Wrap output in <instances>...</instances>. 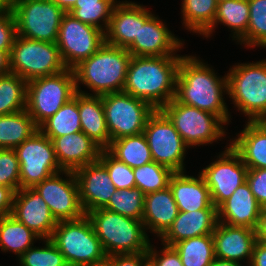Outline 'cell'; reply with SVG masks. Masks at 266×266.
Masks as SVG:
<instances>
[{
    "label": "cell",
    "instance_id": "obj_1",
    "mask_svg": "<svg viewBox=\"0 0 266 266\" xmlns=\"http://www.w3.org/2000/svg\"><path fill=\"white\" fill-rule=\"evenodd\" d=\"M208 65L194 55L181 57L175 99L182 104L210 112L228 125L231 115L224 100L225 94L228 95L227 74L220 77Z\"/></svg>",
    "mask_w": 266,
    "mask_h": 266
},
{
    "label": "cell",
    "instance_id": "obj_2",
    "mask_svg": "<svg viewBox=\"0 0 266 266\" xmlns=\"http://www.w3.org/2000/svg\"><path fill=\"white\" fill-rule=\"evenodd\" d=\"M182 55L132 56L123 92L161 109L175 98Z\"/></svg>",
    "mask_w": 266,
    "mask_h": 266
},
{
    "label": "cell",
    "instance_id": "obj_3",
    "mask_svg": "<svg viewBox=\"0 0 266 266\" xmlns=\"http://www.w3.org/2000/svg\"><path fill=\"white\" fill-rule=\"evenodd\" d=\"M132 55L125 48L104 43L93 55L73 68L76 91L101 96L123 92ZM83 84L90 92L81 90Z\"/></svg>",
    "mask_w": 266,
    "mask_h": 266
},
{
    "label": "cell",
    "instance_id": "obj_4",
    "mask_svg": "<svg viewBox=\"0 0 266 266\" xmlns=\"http://www.w3.org/2000/svg\"><path fill=\"white\" fill-rule=\"evenodd\" d=\"M106 256L147 252L150 245L142 220L99 208L86 214Z\"/></svg>",
    "mask_w": 266,
    "mask_h": 266
},
{
    "label": "cell",
    "instance_id": "obj_5",
    "mask_svg": "<svg viewBox=\"0 0 266 266\" xmlns=\"http://www.w3.org/2000/svg\"><path fill=\"white\" fill-rule=\"evenodd\" d=\"M227 79L233 107H237L247 121L266 118V59L230 66Z\"/></svg>",
    "mask_w": 266,
    "mask_h": 266
},
{
    "label": "cell",
    "instance_id": "obj_6",
    "mask_svg": "<svg viewBox=\"0 0 266 266\" xmlns=\"http://www.w3.org/2000/svg\"><path fill=\"white\" fill-rule=\"evenodd\" d=\"M76 91L73 69L27 82L26 111L39 127L69 102Z\"/></svg>",
    "mask_w": 266,
    "mask_h": 266
},
{
    "label": "cell",
    "instance_id": "obj_7",
    "mask_svg": "<svg viewBox=\"0 0 266 266\" xmlns=\"http://www.w3.org/2000/svg\"><path fill=\"white\" fill-rule=\"evenodd\" d=\"M160 110L169 118L189 148L206 146L226 138V124L210 112L182 104L175 98Z\"/></svg>",
    "mask_w": 266,
    "mask_h": 266
},
{
    "label": "cell",
    "instance_id": "obj_8",
    "mask_svg": "<svg viewBox=\"0 0 266 266\" xmlns=\"http://www.w3.org/2000/svg\"><path fill=\"white\" fill-rule=\"evenodd\" d=\"M50 240L64 256L68 266H78L106 257L90 219L59 221Z\"/></svg>",
    "mask_w": 266,
    "mask_h": 266
},
{
    "label": "cell",
    "instance_id": "obj_9",
    "mask_svg": "<svg viewBox=\"0 0 266 266\" xmlns=\"http://www.w3.org/2000/svg\"><path fill=\"white\" fill-rule=\"evenodd\" d=\"M10 71L27 82L66 69L56 43L26 39L16 35L9 54Z\"/></svg>",
    "mask_w": 266,
    "mask_h": 266
},
{
    "label": "cell",
    "instance_id": "obj_10",
    "mask_svg": "<svg viewBox=\"0 0 266 266\" xmlns=\"http://www.w3.org/2000/svg\"><path fill=\"white\" fill-rule=\"evenodd\" d=\"M17 35L30 40L56 43L65 12L53 0H14Z\"/></svg>",
    "mask_w": 266,
    "mask_h": 266
},
{
    "label": "cell",
    "instance_id": "obj_11",
    "mask_svg": "<svg viewBox=\"0 0 266 266\" xmlns=\"http://www.w3.org/2000/svg\"><path fill=\"white\" fill-rule=\"evenodd\" d=\"M101 96L111 141L144 132L147 119L155 111L149 103L124 92Z\"/></svg>",
    "mask_w": 266,
    "mask_h": 266
},
{
    "label": "cell",
    "instance_id": "obj_12",
    "mask_svg": "<svg viewBox=\"0 0 266 266\" xmlns=\"http://www.w3.org/2000/svg\"><path fill=\"white\" fill-rule=\"evenodd\" d=\"M143 133L153 161L170 168L173 172L186 171L184 159L189 147L160 109L155 110L149 116Z\"/></svg>",
    "mask_w": 266,
    "mask_h": 266
},
{
    "label": "cell",
    "instance_id": "obj_13",
    "mask_svg": "<svg viewBox=\"0 0 266 266\" xmlns=\"http://www.w3.org/2000/svg\"><path fill=\"white\" fill-rule=\"evenodd\" d=\"M20 169V188H33L62 169L53 142L39 129L15 149Z\"/></svg>",
    "mask_w": 266,
    "mask_h": 266
},
{
    "label": "cell",
    "instance_id": "obj_14",
    "mask_svg": "<svg viewBox=\"0 0 266 266\" xmlns=\"http://www.w3.org/2000/svg\"><path fill=\"white\" fill-rule=\"evenodd\" d=\"M104 43V31L75 19L69 13L63 15L56 44L66 68L73 69Z\"/></svg>",
    "mask_w": 266,
    "mask_h": 266
},
{
    "label": "cell",
    "instance_id": "obj_15",
    "mask_svg": "<svg viewBox=\"0 0 266 266\" xmlns=\"http://www.w3.org/2000/svg\"><path fill=\"white\" fill-rule=\"evenodd\" d=\"M33 189L45 200L57 222L76 220L85 215L74 171L62 170L37 183Z\"/></svg>",
    "mask_w": 266,
    "mask_h": 266
},
{
    "label": "cell",
    "instance_id": "obj_16",
    "mask_svg": "<svg viewBox=\"0 0 266 266\" xmlns=\"http://www.w3.org/2000/svg\"><path fill=\"white\" fill-rule=\"evenodd\" d=\"M228 146L199 173L210 190L212 203L218 208L247 180L248 168L241 157Z\"/></svg>",
    "mask_w": 266,
    "mask_h": 266
},
{
    "label": "cell",
    "instance_id": "obj_17",
    "mask_svg": "<svg viewBox=\"0 0 266 266\" xmlns=\"http://www.w3.org/2000/svg\"><path fill=\"white\" fill-rule=\"evenodd\" d=\"M182 40L168 29L158 15L139 3L138 38L126 50L132 56L178 55L185 44Z\"/></svg>",
    "mask_w": 266,
    "mask_h": 266
},
{
    "label": "cell",
    "instance_id": "obj_18",
    "mask_svg": "<svg viewBox=\"0 0 266 266\" xmlns=\"http://www.w3.org/2000/svg\"><path fill=\"white\" fill-rule=\"evenodd\" d=\"M11 215L41 240L50 239L57 225L47 203L33 188H20L14 193Z\"/></svg>",
    "mask_w": 266,
    "mask_h": 266
},
{
    "label": "cell",
    "instance_id": "obj_19",
    "mask_svg": "<svg viewBox=\"0 0 266 266\" xmlns=\"http://www.w3.org/2000/svg\"><path fill=\"white\" fill-rule=\"evenodd\" d=\"M79 187V199L85 215L104 208L117 190L106 167L98 160L74 171Z\"/></svg>",
    "mask_w": 266,
    "mask_h": 266
},
{
    "label": "cell",
    "instance_id": "obj_20",
    "mask_svg": "<svg viewBox=\"0 0 266 266\" xmlns=\"http://www.w3.org/2000/svg\"><path fill=\"white\" fill-rule=\"evenodd\" d=\"M212 236L216 258L244 264L247 259L246 264L250 265L257 240L254 229L218 222Z\"/></svg>",
    "mask_w": 266,
    "mask_h": 266
},
{
    "label": "cell",
    "instance_id": "obj_21",
    "mask_svg": "<svg viewBox=\"0 0 266 266\" xmlns=\"http://www.w3.org/2000/svg\"><path fill=\"white\" fill-rule=\"evenodd\" d=\"M52 142L60 168L68 171L98 161L102 150L83 131L55 137Z\"/></svg>",
    "mask_w": 266,
    "mask_h": 266
},
{
    "label": "cell",
    "instance_id": "obj_22",
    "mask_svg": "<svg viewBox=\"0 0 266 266\" xmlns=\"http://www.w3.org/2000/svg\"><path fill=\"white\" fill-rule=\"evenodd\" d=\"M261 210L262 207L257 202L246 181L217 208L218 222L255 230Z\"/></svg>",
    "mask_w": 266,
    "mask_h": 266
},
{
    "label": "cell",
    "instance_id": "obj_23",
    "mask_svg": "<svg viewBox=\"0 0 266 266\" xmlns=\"http://www.w3.org/2000/svg\"><path fill=\"white\" fill-rule=\"evenodd\" d=\"M217 223V209L179 211L172 225L159 239L162 244L173 246L185 239L212 234Z\"/></svg>",
    "mask_w": 266,
    "mask_h": 266
},
{
    "label": "cell",
    "instance_id": "obj_24",
    "mask_svg": "<svg viewBox=\"0 0 266 266\" xmlns=\"http://www.w3.org/2000/svg\"><path fill=\"white\" fill-rule=\"evenodd\" d=\"M173 198L182 212L201 209H217L212 203L210 190L203 176H189L186 172H175L169 181Z\"/></svg>",
    "mask_w": 266,
    "mask_h": 266
},
{
    "label": "cell",
    "instance_id": "obj_25",
    "mask_svg": "<svg viewBox=\"0 0 266 266\" xmlns=\"http://www.w3.org/2000/svg\"><path fill=\"white\" fill-rule=\"evenodd\" d=\"M178 206L172 191L166 189L145 195L142 222L144 228L161 237L172 225L178 215Z\"/></svg>",
    "mask_w": 266,
    "mask_h": 266
},
{
    "label": "cell",
    "instance_id": "obj_26",
    "mask_svg": "<svg viewBox=\"0 0 266 266\" xmlns=\"http://www.w3.org/2000/svg\"><path fill=\"white\" fill-rule=\"evenodd\" d=\"M241 132L229 145L241 157L248 169L266 168V128L259 121H245ZM232 140V141H231Z\"/></svg>",
    "mask_w": 266,
    "mask_h": 266
},
{
    "label": "cell",
    "instance_id": "obj_27",
    "mask_svg": "<svg viewBox=\"0 0 266 266\" xmlns=\"http://www.w3.org/2000/svg\"><path fill=\"white\" fill-rule=\"evenodd\" d=\"M139 4L119 1L113 8L109 26L105 32V42L127 49L138 38Z\"/></svg>",
    "mask_w": 266,
    "mask_h": 266
},
{
    "label": "cell",
    "instance_id": "obj_28",
    "mask_svg": "<svg viewBox=\"0 0 266 266\" xmlns=\"http://www.w3.org/2000/svg\"><path fill=\"white\" fill-rule=\"evenodd\" d=\"M78 110L81 130L102 150H106L111 139L106 125L102 96L78 93Z\"/></svg>",
    "mask_w": 266,
    "mask_h": 266
},
{
    "label": "cell",
    "instance_id": "obj_29",
    "mask_svg": "<svg viewBox=\"0 0 266 266\" xmlns=\"http://www.w3.org/2000/svg\"><path fill=\"white\" fill-rule=\"evenodd\" d=\"M218 23V24H217ZM249 23L248 0L219 1L213 24L202 34L205 38L211 37L219 24L226 25L233 40L238 42L246 33Z\"/></svg>",
    "mask_w": 266,
    "mask_h": 266
},
{
    "label": "cell",
    "instance_id": "obj_30",
    "mask_svg": "<svg viewBox=\"0 0 266 266\" xmlns=\"http://www.w3.org/2000/svg\"><path fill=\"white\" fill-rule=\"evenodd\" d=\"M38 129L26 109L0 115V149H15Z\"/></svg>",
    "mask_w": 266,
    "mask_h": 266
},
{
    "label": "cell",
    "instance_id": "obj_31",
    "mask_svg": "<svg viewBox=\"0 0 266 266\" xmlns=\"http://www.w3.org/2000/svg\"><path fill=\"white\" fill-rule=\"evenodd\" d=\"M41 240L26 225L17 221L12 215L0 217V249L13 252L19 258L27 249Z\"/></svg>",
    "mask_w": 266,
    "mask_h": 266
},
{
    "label": "cell",
    "instance_id": "obj_32",
    "mask_svg": "<svg viewBox=\"0 0 266 266\" xmlns=\"http://www.w3.org/2000/svg\"><path fill=\"white\" fill-rule=\"evenodd\" d=\"M106 150L132 169L153 161L144 133L111 141Z\"/></svg>",
    "mask_w": 266,
    "mask_h": 266
},
{
    "label": "cell",
    "instance_id": "obj_33",
    "mask_svg": "<svg viewBox=\"0 0 266 266\" xmlns=\"http://www.w3.org/2000/svg\"><path fill=\"white\" fill-rule=\"evenodd\" d=\"M39 130L51 140L55 137L82 131L78 110V92L53 116L45 120L39 126Z\"/></svg>",
    "mask_w": 266,
    "mask_h": 266
},
{
    "label": "cell",
    "instance_id": "obj_34",
    "mask_svg": "<svg viewBox=\"0 0 266 266\" xmlns=\"http://www.w3.org/2000/svg\"><path fill=\"white\" fill-rule=\"evenodd\" d=\"M217 0H182V25L185 29L202 35L214 22Z\"/></svg>",
    "mask_w": 266,
    "mask_h": 266
},
{
    "label": "cell",
    "instance_id": "obj_35",
    "mask_svg": "<svg viewBox=\"0 0 266 266\" xmlns=\"http://www.w3.org/2000/svg\"><path fill=\"white\" fill-rule=\"evenodd\" d=\"M183 266H210L215 257L212 234L182 240L173 245Z\"/></svg>",
    "mask_w": 266,
    "mask_h": 266
},
{
    "label": "cell",
    "instance_id": "obj_36",
    "mask_svg": "<svg viewBox=\"0 0 266 266\" xmlns=\"http://www.w3.org/2000/svg\"><path fill=\"white\" fill-rule=\"evenodd\" d=\"M120 0H77L68 12L75 19L106 32L114 6Z\"/></svg>",
    "mask_w": 266,
    "mask_h": 266
},
{
    "label": "cell",
    "instance_id": "obj_37",
    "mask_svg": "<svg viewBox=\"0 0 266 266\" xmlns=\"http://www.w3.org/2000/svg\"><path fill=\"white\" fill-rule=\"evenodd\" d=\"M27 81L14 73L0 76V115L26 109Z\"/></svg>",
    "mask_w": 266,
    "mask_h": 266
},
{
    "label": "cell",
    "instance_id": "obj_38",
    "mask_svg": "<svg viewBox=\"0 0 266 266\" xmlns=\"http://www.w3.org/2000/svg\"><path fill=\"white\" fill-rule=\"evenodd\" d=\"M135 186L148 193L166 189L171 176L175 173L170 168L152 161L148 164L134 168Z\"/></svg>",
    "mask_w": 266,
    "mask_h": 266
},
{
    "label": "cell",
    "instance_id": "obj_39",
    "mask_svg": "<svg viewBox=\"0 0 266 266\" xmlns=\"http://www.w3.org/2000/svg\"><path fill=\"white\" fill-rule=\"evenodd\" d=\"M249 23L247 33L238 41L244 47L266 48V0H248Z\"/></svg>",
    "mask_w": 266,
    "mask_h": 266
},
{
    "label": "cell",
    "instance_id": "obj_40",
    "mask_svg": "<svg viewBox=\"0 0 266 266\" xmlns=\"http://www.w3.org/2000/svg\"><path fill=\"white\" fill-rule=\"evenodd\" d=\"M144 199L145 194L139 188L116 190L104 208L123 216L142 220Z\"/></svg>",
    "mask_w": 266,
    "mask_h": 266
},
{
    "label": "cell",
    "instance_id": "obj_41",
    "mask_svg": "<svg viewBox=\"0 0 266 266\" xmlns=\"http://www.w3.org/2000/svg\"><path fill=\"white\" fill-rule=\"evenodd\" d=\"M43 247L31 246L18 259L19 266H68L64 256L50 239Z\"/></svg>",
    "mask_w": 266,
    "mask_h": 266
},
{
    "label": "cell",
    "instance_id": "obj_42",
    "mask_svg": "<svg viewBox=\"0 0 266 266\" xmlns=\"http://www.w3.org/2000/svg\"><path fill=\"white\" fill-rule=\"evenodd\" d=\"M99 161L106 167L117 190L136 188L134 172L131 167L117 160L107 150H101Z\"/></svg>",
    "mask_w": 266,
    "mask_h": 266
},
{
    "label": "cell",
    "instance_id": "obj_43",
    "mask_svg": "<svg viewBox=\"0 0 266 266\" xmlns=\"http://www.w3.org/2000/svg\"><path fill=\"white\" fill-rule=\"evenodd\" d=\"M19 161L14 149H0V185L20 189Z\"/></svg>",
    "mask_w": 266,
    "mask_h": 266
},
{
    "label": "cell",
    "instance_id": "obj_44",
    "mask_svg": "<svg viewBox=\"0 0 266 266\" xmlns=\"http://www.w3.org/2000/svg\"><path fill=\"white\" fill-rule=\"evenodd\" d=\"M164 247L157 250L150 242L148 254V266H183L180 255L173 246L161 244Z\"/></svg>",
    "mask_w": 266,
    "mask_h": 266
},
{
    "label": "cell",
    "instance_id": "obj_45",
    "mask_svg": "<svg viewBox=\"0 0 266 266\" xmlns=\"http://www.w3.org/2000/svg\"><path fill=\"white\" fill-rule=\"evenodd\" d=\"M17 35L16 23L11 10H0V50L9 54Z\"/></svg>",
    "mask_w": 266,
    "mask_h": 266
},
{
    "label": "cell",
    "instance_id": "obj_46",
    "mask_svg": "<svg viewBox=\"0 0 266 266\" xmlns=\"http://www.w3.org/2000/svg\"><path fill=\"white\" fill-rule=\"evenodd\" d=\"M246 181L259 205L266 208V168L248 169Z\"/></svg>",
    "mask_w": 266,
    "mask_h": 266
},
{
    "label": "cell",
    "instance_id": "obj_47",
    "mask_svg": "<svg viewBox=\"0 0 266 266\" xmlns=\"http://www.w3.org/2000/svg\"><path fill=\"white\" fill-rule=\"evenodd\" d=\"M111 266H148L147 252L114 254L109 256Z\"/></svg>",
    "mask_w": 266,
    "mask_h": 266
},
{
    "label": "cell",
    "instance_id": "obj_48",
    "mask_svg": "<svg viewBox=\"0 0 266 266\" xmlns=\"http://www.w3.org/2000/svg\"><path fill=\"white\" fill-rule=\"evenodd\" d=\"M14 193L11 188L0 185V217L11 215Z\"/></svg>",
    "mask_w": 266,
    "mask_h": 266
},
{
    "label": "cell",
    "instance_id": "obj_49",
    "mask_svg": "<svg viewBox=\"0 0 266 266\" xmlns=\"http://www.w3.org/2000/svg\"><path fill=\"white\" fill-rule=\"evenodd\" d=\"M249 266H266V242L256 240Z\"/></svg>",
    "mask_w": 266,
    "mask_h": 266
},
{
    "label": "cell",
    "instance_id": "obj_50",
    "mask_svg": "<svg viewBox=\"0 0 266 266\" xmlns=\"http://www.w3.org/2000/svg\"><path fill=\"white\" fill-rule=\"evenodd\" d=\"M256 239L261 242H266V208H262L258 225L255 229Z\"/></svg>",
    "mask_w": 266,
    "mask_h": 266
},
{
    "label": "cell",
    "instance_id": "obj_51",
    "mask_svg": "<svg viewBox=\"0 0 266 266\" xmlns=\"http://www.w3.org/2000/svg\"><path fill=\"white\" fill-rule=\"evenodd\" d=\"M9 58V53L7 51L0 50V76L11 73Z\"/></svg>",
    "mask_w": 266,
    "mask_h": 266
},
{
    "label": "cell",
    "instance_id": "obj_52",
    "mask_svg": "<svg viewBox=\"0 0 266 266\" xmlns=\"http://www.w3.org/2000/svg\"><path fill=\"white\" fill-rule=\"evenodd\" d=\"M77 0H53L65 13H68L75 5Z\"/></svg>",
    "mask_w": 266,
    "mask_h": 266
},
{
    "label": "cell",
    "instance_id": "obj_53",
    "mask_svg": "<svg viewBox=\"0 0 266 266\" xmlns=\"http://www.w3.org/2000/svg\"><path fill=\"white\" fill-rule=\"evenodd\" d=\"M210 266H244V265L235 261L215 258Z\"/></svg>",
    "mask_w": 266,
    "mask_h": 266
},
{
    "label": "cell",
    "instance_id": "obj_54",
    "mask_svg": "<svg viewBox=\"0 0 266 266\" xmlns=\"http://www.w3.org/2000/svg\"><path fill=\"white\" fill-rule=\"evenodd\" d=\"M78 266H111L109 256L104 257L103 259L83 265Z\"/></svg>",
    "mask_w": 266,
    "mask_h": 266
},
{
    "label": "cell",
    "instance_id": "obj_55",
    "mask_svg": "<svg viewBox=\"0 0 266 266\" xmlns=\"http://www.w3.org/2000/svg\"><path fill=\"white\" fill-rule=\"evenodd\" d=\"M14 0H0V10H11Z\"/></svg>",
    "mask_w": 266,
    "mask_h": 266
},
{
    "label": "cell",
    "instance_id": "obj_56",
    "mask_svg": "<svg viewBox=\"0 0 266 266\" xmlns=\"http://www.w3.org/2000/svg\"><path fill=\"white\" fill-rule=\"evenodd\" d=\"M259 122L266 128V118L259 120Z\"/></svg>",
    "mask_w": 266,
    "mask_h": 266
}]
</instances>
